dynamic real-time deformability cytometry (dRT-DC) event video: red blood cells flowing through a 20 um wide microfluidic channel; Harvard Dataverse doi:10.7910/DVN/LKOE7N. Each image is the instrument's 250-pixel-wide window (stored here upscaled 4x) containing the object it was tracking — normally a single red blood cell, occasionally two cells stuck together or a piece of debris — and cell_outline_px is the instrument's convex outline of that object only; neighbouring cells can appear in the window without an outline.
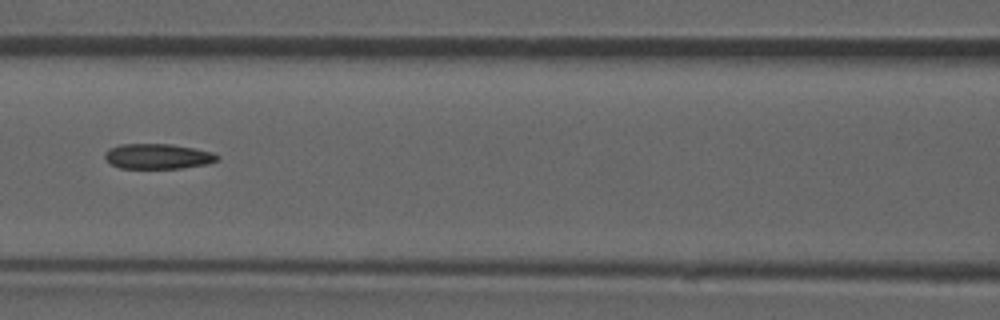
{"species": "common noctule bat (a hibernating species)", "species_latin": "Nyctalus noctula", "temperature_condition": "room temperature", "stored_images_in_passage": 40, "camera_frame_rate_fps": 3000, "um_per_image_px": 0.085, "animal": {"sex": "male", "forearm_length_mm": 52.5}, "frame": {"image": 1, "passage_image": 12, "time_ms": 3.667, "image_size_px": [1000, 320], "cell_outline_px": [[220, 156], [216, 160], [208, 164], [180, 168], [120, 168], [112, 164], [104, 156], [104, 152], [108, 148], [120, 144], [172, 144], [212, 152]], "centroid_in_image_um": [13.39, 13.28], "position_along_channel_um": 153.2, "area_um2": 16.42}, "authors_computed_cell_mechanics": {"area_um2": 16.8487, "velocity_mm_per_s": 3.8832, "shape_relaxation_time_tau1_ms": null, "shape_relaxation_time_tau2_ms": 5.1545, "deformation_change_tau1": null, "deformation_change_tau2": 0.1437}}